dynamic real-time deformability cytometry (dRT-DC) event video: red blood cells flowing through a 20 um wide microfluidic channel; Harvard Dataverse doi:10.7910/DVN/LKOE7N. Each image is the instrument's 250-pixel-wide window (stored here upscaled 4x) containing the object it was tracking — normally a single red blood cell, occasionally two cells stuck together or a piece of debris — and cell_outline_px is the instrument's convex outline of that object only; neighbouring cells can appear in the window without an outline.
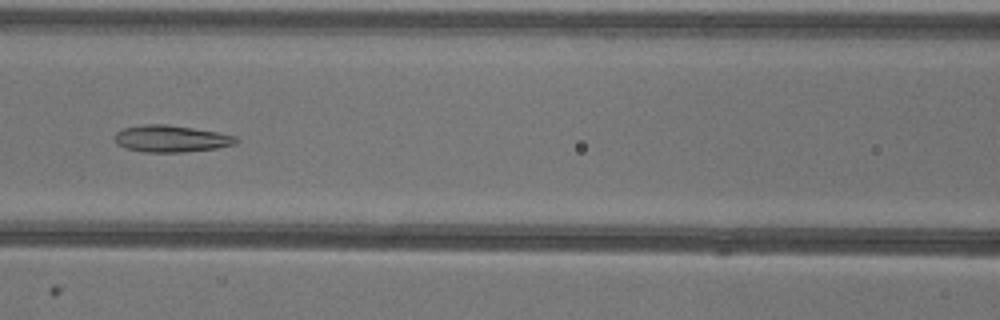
{"species": "common noctule bat (a hibernating species)", "species_latin": "Nyctalus noctula", "temperature_condition": "warm", "stored_images_in_passage": 43, "camera_frame_rate_fps": 3000, "um_per_image_px": 0.085, "animal": {"sex": "female"}, "frame": {"image": 1, "passage_image": 23, "time_ms": 7.333, "image_size_px": [1000, 320], "cell_outline_px": [[240, 140], [236, 144], [216, 148], [184, 152], [144, 152], [124, 148], [116, 144], [112, 140], [112, 136], [116, 132], [124, 128], [144, 124], [168, 124], [216, 132], [236, 136]], "centroid_in_image_um": [14.49, 11.79], "position_along_channel_um": 152.1, "area_um2": 19.19}}
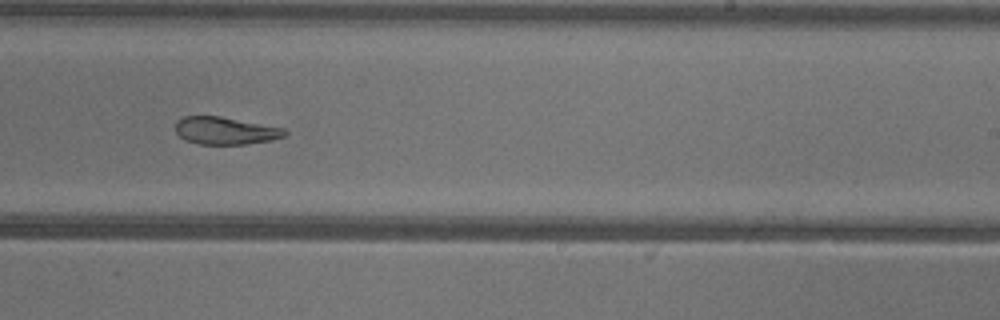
{"frame": {"image": 2, "passage_image": 32, "time_ms": 10.333, "image_size_px": [1000, 320], "cell_outline_px": [[288, 132], [284, 136], [272, 140], [248, 144], [196, 144], [184, 140], [176, 132], [176, 120], [184, 116], [220, 116], [284, 128]], "centroid_in_image_um": [19.14, 11.11], "position_along_channel_um": 269.9, "area_um2": 17.57}}
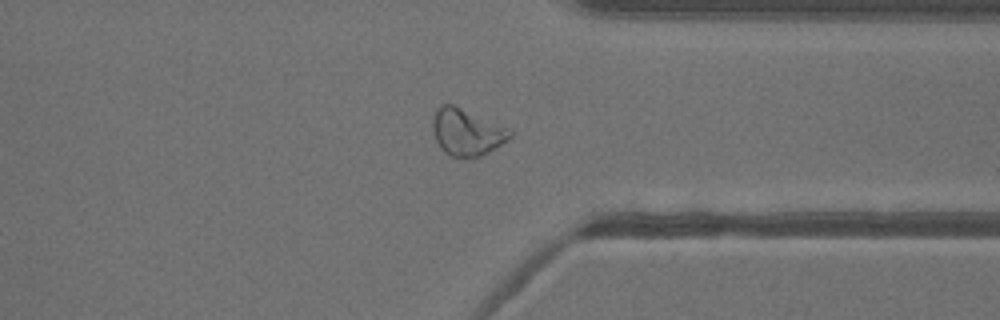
{"frame": {"image": 3, "passage_image": 40, "time_ms": 13.0, "image_size_px": [1000, 320], "cell_outline_px": [[512, 136], [508, 140], [496, 148], [480, 156], [452, 156], [444, 152], [440, 148], [436, 140], [432, 128], [432, 120], [436, 108], [440, 104], [452, 104], [508, 128], [512, 132]], "centroid_in_image_um": [39.65, 11.22], "position_along_channel_um": 371.8, "area_um2": 20.81}}